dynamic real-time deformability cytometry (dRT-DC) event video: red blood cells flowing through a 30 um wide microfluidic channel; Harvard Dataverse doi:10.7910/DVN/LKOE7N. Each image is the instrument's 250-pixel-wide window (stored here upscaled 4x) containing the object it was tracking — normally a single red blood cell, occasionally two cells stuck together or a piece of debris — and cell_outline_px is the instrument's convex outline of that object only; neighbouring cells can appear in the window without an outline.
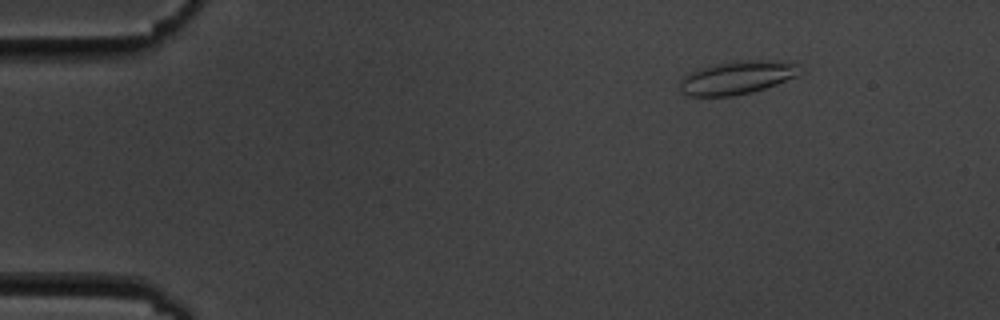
{"species": "common noctule bat (a hibernating species)", "species_latin": "Nyctalus noctula", "temperature_condition": "cold", "stored_images_in_passage": 6, "camera_frame_rate_fps": 3000, "um_per_image_px": 0.085, "animal": {"sex": "male", "body_mass_g": 19.5, "forearm_length_mm": 54.6}, "frame": {"image": 1, "passage_image": 2, "time_ms": 1.333, "image_size_px": [1000, 320], "cell_outline_px": [[800, 64], [796, 76], [776, 84], [752, 92], [732, 96], [688, 96], [680, 92], [680, 80], [688, 72], [696, 68], [716, 64], [744, 60], [772, 60]], "centroid_in_image_um": [62.58, 6.6], "position_along_channel_um": 22.4, "area_um2": 23.18}}
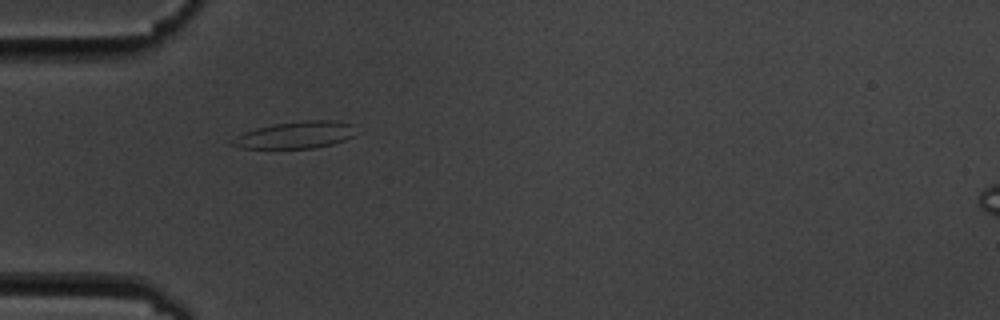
{"frame": {"image": 2, "passage_image": 5, "time_ms": 4.667, "image_size_px": [1000, 320], "cell_outline_px": [[356, 136], [332, 144], [316, 148], [240, 148], [232, 144], [232, 140], [236, 136], [244, 132], [256, 128], [276, 124], [304, 120], [332, 120], [352, 124]], "centroid_in_image_um": [25.15, 11.47], "position_along_channel_um": 59.8, "area_um2": 19.31}}
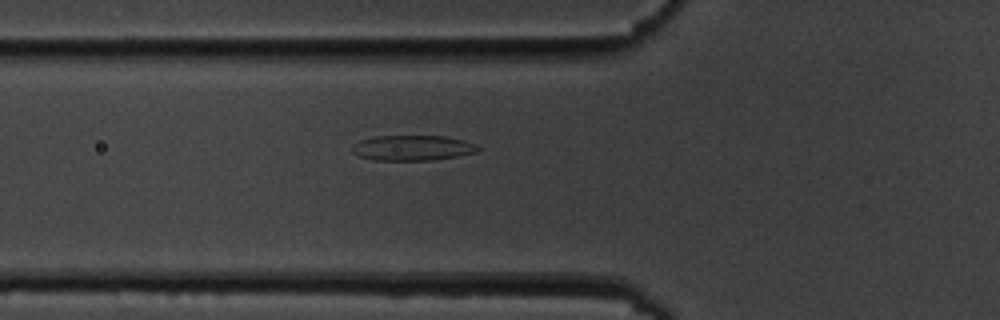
{"frame": {"image": 3, "passage_image": 6, "time_ms": 5.667, "image_size_px": [1000, 320], "cell_outline_px": [[480, 148], [476, 152], [456, 156], [432, 160], [372, 160], [360, 156], [352, 152], [352, 148], [360, 140], [376, 136], [444, 136], [464, 140], [476, 144]], "centroid_in_image_um": [35.07, 12.57], "position_along_channel_um": 90.7, "area_um2": 18.38}}